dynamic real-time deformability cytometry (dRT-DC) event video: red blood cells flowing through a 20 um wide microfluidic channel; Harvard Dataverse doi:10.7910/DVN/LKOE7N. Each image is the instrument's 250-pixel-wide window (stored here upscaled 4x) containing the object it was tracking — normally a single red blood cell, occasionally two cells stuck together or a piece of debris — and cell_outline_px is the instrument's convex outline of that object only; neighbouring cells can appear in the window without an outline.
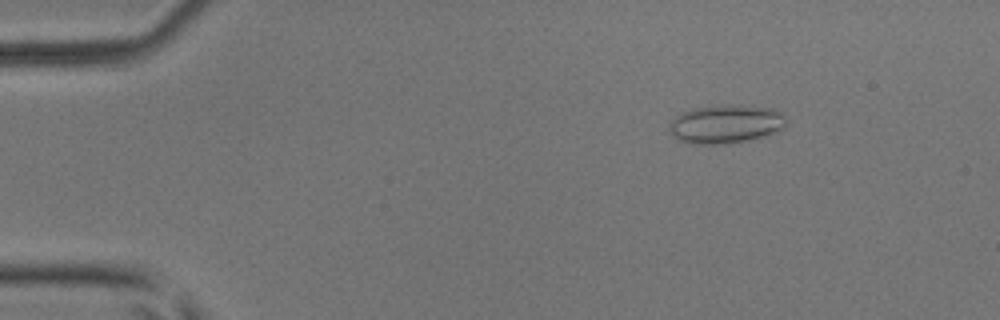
{"species": "common noctule bat (a hibernating species)", "species_latin": "Nyctalus noctula", "temperature_condition": "room temperature", "stored_images_in_passage": 5, "camera_frame_rate_fps": 3000, "um_per_image_px": 0.085, "animal": {"sex": "male", "body_mass_g": 17.9, "forearm_length_mm": 54.2}, "frame": {"image": 1, "passage_image": 3, "time_ms": 0.667, "image_size_px": [1000, 320], "cell_outline_px": [[788, 120], [784, 128], [768, 136], [748, 140], [724, 144], [696, 144], [680, 140], [672, 136], [668, 132], [668, 124], [680, 112], [692, 108], [724, 104], [732, 104], [772, 108], [784, 112]], "centroid_in_image_um": [61.72, 10.53], "position_along_channel_um": 23.3, "area_um2": 26.99}}